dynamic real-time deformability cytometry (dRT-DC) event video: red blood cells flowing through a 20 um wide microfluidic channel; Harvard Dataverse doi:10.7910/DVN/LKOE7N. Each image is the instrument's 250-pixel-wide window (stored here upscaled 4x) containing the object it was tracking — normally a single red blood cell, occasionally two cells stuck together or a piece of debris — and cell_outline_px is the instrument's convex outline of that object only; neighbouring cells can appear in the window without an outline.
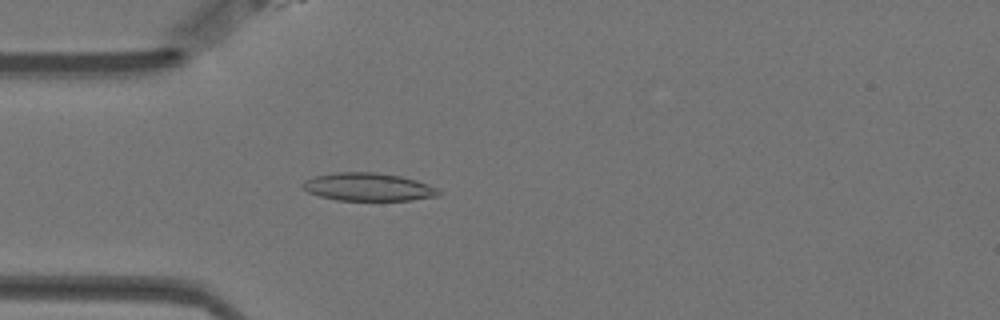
{"species": "Egyptian fruit bat (a non-hibernating species)", "species_latin": "Rousettus aegyptiacus", "temperature_condition": "warm", "stored_images_in_passage": 57, "camera_frame_rate_fps": 3000, "um_per_image_px": 0.085, "animal": {"sex": "female"}, "frame": {"image": 1, "passage_image": 16, "time_ms": 5.0, "image_size_px": [1000, 320], "cell_outline_px": [[440, 196], [412, 200], [336, 200], [320, 196], [308, 192], [300, 188], [300, 184], [304, 180], [316, 176], [336, 172], [376, 172], [400, 176], [416, 180], [428, 184], [436, 188], [440, 192]], "centroid_in_image_um": [31.27, 15.89], "position_along_channel_um": 53.7, "area_um2": 22.25}}
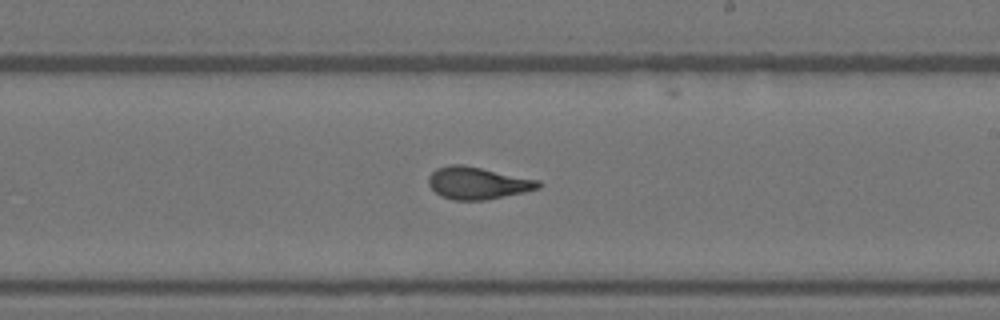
{"frame": {"image": 2, "passage_image": 33, "time_ms": 10.667, "image_size_px": [1000, 320], "cell_outline_px": [[544, 184], [540, 188], [524, 192], [484, 200], [452, 200], [440, 196], [428, 184], [428, 176], [436, 168], [452, 164], [460, 164], [540, 180]], "centroid_in_image_um": [40.6, 15.56], "position_along_channel_um": 248.4, "area_um2": 20.58}}
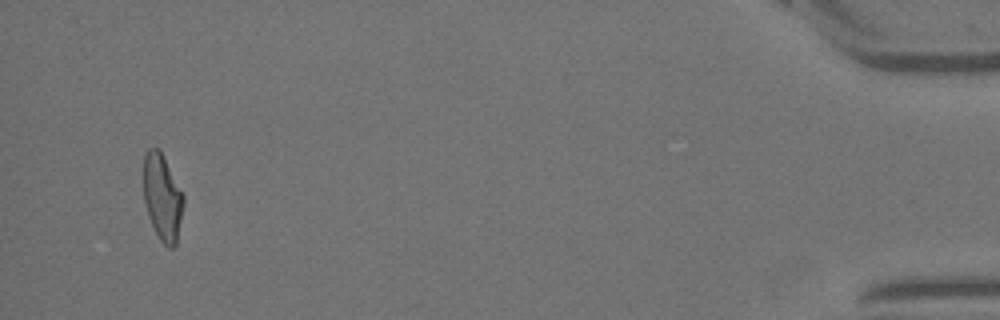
{"frame": {"image": 3, "passage_image": 55, "time_ms": 18.0, "image_size_px": [1000, 320], "cell_outline_px": [[184, 204], [176, 244], [172, 248], [168, 248], [160, 240], [148, 216], [144, 200], [144, 152], [148, 148], [160, 148], [184, 196]], "centroid_in_image_um": [13.8, 16.75], "position_along_channel_um": 421.4, "area_um2": 20.11}, "authors_computed_cell_mechanics": {"area_um2": 20.519, "velocity_mm_per_s": 3.5076, "shape_relaxation_time_tau1_ms": 5.6505, "shape_relaxation_time_tau2_ms": 1.2702, "deformation_change_tau1": 0.221, "deformation_change_tau2": 0.0985}}